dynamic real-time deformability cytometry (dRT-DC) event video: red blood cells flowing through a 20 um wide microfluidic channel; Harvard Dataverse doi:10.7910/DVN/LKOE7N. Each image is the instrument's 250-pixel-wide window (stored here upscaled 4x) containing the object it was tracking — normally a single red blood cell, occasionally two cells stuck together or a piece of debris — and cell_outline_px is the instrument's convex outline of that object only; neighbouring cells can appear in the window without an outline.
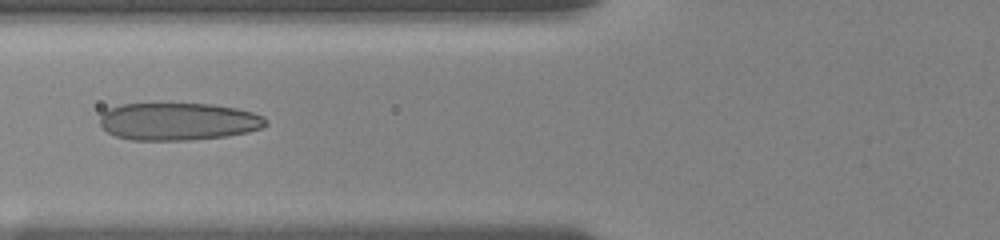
{"species": "human", "species_latin": "Homo sapiens", "temperature_condition": "room temperature", "stored_images_in_passage": 12, "camera_frame_rate_fps": 3000, "um_per_image_px": 0.085, "donor": {"sex": "female"}, "frame": {"image": 1, "passage_image": 10, "time_ms": 5.333, "image_size_px": [1000, 240], "cell_outline_px": [[268, 124], [260, 128], [248, 132], [228, 136], [188, 140], [132, 140], [116, 136], [108, 132], [100, 124], [100, 116], [108, 108], [120, 104], [212, 104], [236, 108], [252, 112], [264, 116], [268, 120]], "centroid_in_image_um": [15.17, 10.33], "position_along_channel_um": 110.6, "area_um2": 36.36}}